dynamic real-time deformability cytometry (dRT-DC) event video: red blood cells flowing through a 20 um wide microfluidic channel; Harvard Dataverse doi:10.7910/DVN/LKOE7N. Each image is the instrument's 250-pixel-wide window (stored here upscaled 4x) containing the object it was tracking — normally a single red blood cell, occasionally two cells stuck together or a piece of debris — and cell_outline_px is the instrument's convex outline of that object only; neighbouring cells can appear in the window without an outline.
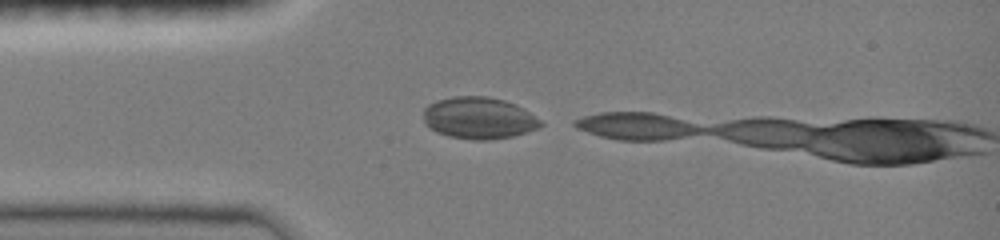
{"species": "common noctule bat (a hibernating species)", "species_latin": "Nyctalus noctula", "temperature_condition": "room temperature", "stored_images_in_passage": 2, "camera_frame_rate_fps": 3000, "um_per_image_px": 0.085, "animal": {"sex": "female", "body_mass_g": 19.0, "forearm_length_mm": 51.5}, "frame": {"image": 1, "passage_image": 1, "time_ms": 0.0, "image_size_px": [1000, 240], "cell_outline_px": [[544, 124], [540, 128], [512, 136], [488, 140], [472, 140], [448, 136], [436, 132], [424, 124], [424, 108], [428, 104], [436, 100], [452, 96], [488, 96], [504, 100], [516, 104], [524, 108], [540, 120]], "centroid_in_image_um": [40.69, 10.03], "position_along_channel_um": 44.3, "area_um2": 28.84}}